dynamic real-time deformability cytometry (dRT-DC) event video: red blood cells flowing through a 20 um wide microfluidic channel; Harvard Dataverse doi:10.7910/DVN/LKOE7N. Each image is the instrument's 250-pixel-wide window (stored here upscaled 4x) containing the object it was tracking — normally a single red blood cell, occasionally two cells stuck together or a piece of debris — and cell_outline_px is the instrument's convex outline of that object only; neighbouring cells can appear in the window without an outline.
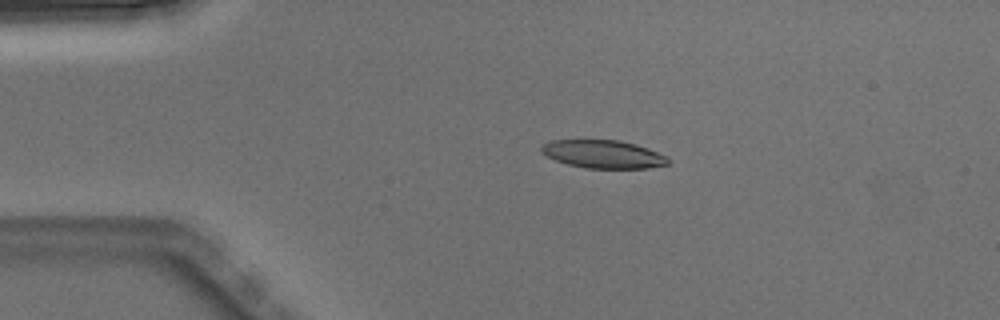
{"species": "Egyptian fruit bat (a non-hibernating species)", "species_latin": "Rousettus aegyptiacus", "temperature_condition": "warm", "stored_images_in_passage": 4, "camera_frame_rate_fps": 3000, "um_per_image_px": 0.085, "animal": {"sex": "male"}, "frame": {"image": 1, "passage_image": 3, "time_ms": 0.667, "image_size_px": [1000, 320], "cell_outline_px": [[672, 160], [668, 164], [648, 168], [584, 168], [568, 164], [556, 160], [540, 152], [540, 148], [544, 144], [552, 140], [620, 140], [636, 144], [648, 148], [668, 156]], "centroid_in_image_um": [51.32, 13.1], "position_along_channel_um": 33.7, "area_um2": 20.81}}